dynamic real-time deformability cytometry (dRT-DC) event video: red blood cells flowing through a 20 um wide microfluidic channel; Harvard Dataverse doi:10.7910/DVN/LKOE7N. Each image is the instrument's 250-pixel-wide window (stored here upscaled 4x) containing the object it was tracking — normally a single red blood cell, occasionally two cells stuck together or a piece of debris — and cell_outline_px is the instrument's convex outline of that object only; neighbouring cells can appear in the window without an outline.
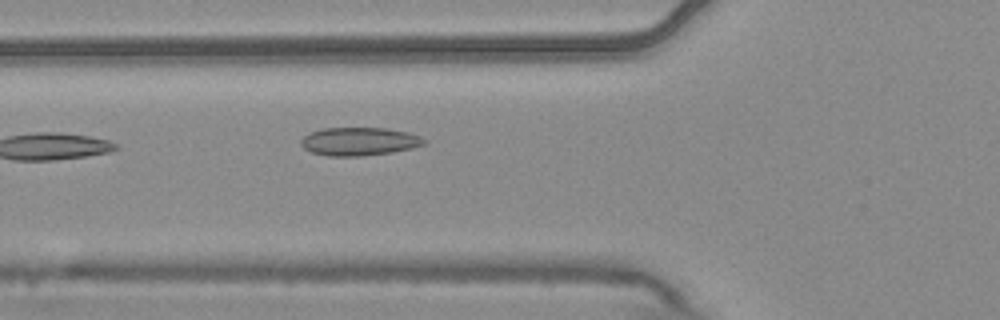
{"species": "common noctule bat (a hibernating species)", "species_latin": "Nyctalus noctula", "temperature_condition": "warm", "stored_images_in_passage": 6, "camera_frame_rate_fps": 3000, "um_per_image_px": 0.085, "animal": {"sex": "male", "body_mass_g": 20.4}, "frame": {"image": 1, "passage_image": 6, "time_ms": 1.667, "image_size_px": [1000, 320], "cell_outline_px": [[428, 140], [424, 144], [412, 148], [392, 152], [360, 156], [328, 156], [312, 152], [304, 148], [300, 144], [300, 140], [304, 136], [312, 132], [324, 128], [384, 128], [408, 132], [420, 136]], "centroid_in_image_um": [30.55, 12.02], "position_along_channel_um": 95.3, "area_um2": 20.17}}